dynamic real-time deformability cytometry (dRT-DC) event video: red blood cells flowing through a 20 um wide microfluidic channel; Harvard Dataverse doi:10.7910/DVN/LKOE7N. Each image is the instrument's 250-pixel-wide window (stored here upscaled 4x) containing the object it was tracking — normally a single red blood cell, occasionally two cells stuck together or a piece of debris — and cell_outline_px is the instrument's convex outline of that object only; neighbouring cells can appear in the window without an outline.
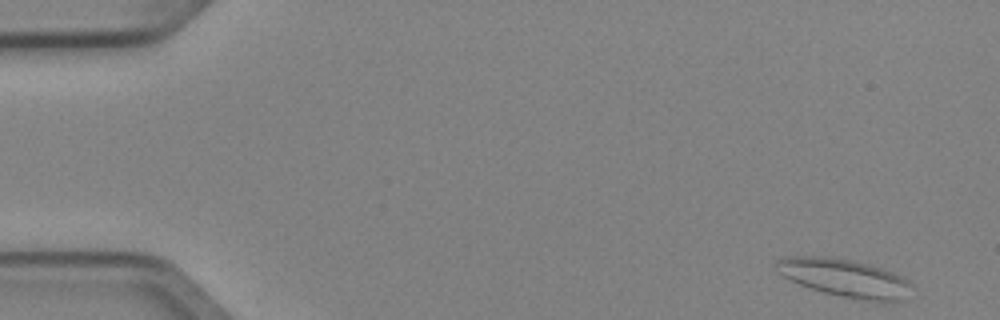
{"species": "Egyptian fruit bat (a non-hibernating species)", "species_latin": "Rousettus aegyptiacus", "temperature_condition": "cold", "stored_images_in_passage": 7, "camera_frame_rate_fps": 3000, "um_per_image_px": 0.085, "animal": {"sex": "female"}, "frame": {"image": 1, "passage_image": 1, "time_ms": 0.0, "image_size_px": [1000, 320], "cell_outline_px": [[912, 284], [904, 300], [892, 304], [880, 304], [840, 296], [824, 292], [800, 284], [776, 272], [772, 268], [772, 264], [776, 260], [784, 256], [832, 256], [868, 264], [892, 272], [908, 280]], "centroid_in_image_um": [71.79, 23.64], "position_along_channel_um": 13.2, "area_um2": 30.63}}
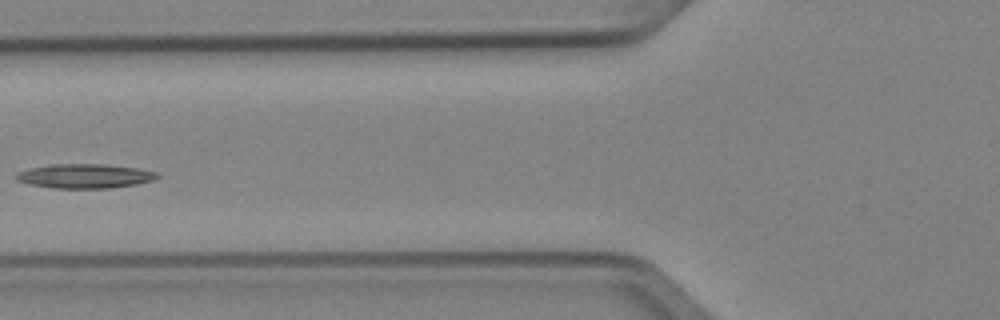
{"frame": {"image": 2, "passage_image": 6, "time_ms": 1.667, "image_size_px": [1000, 320], "cell_outline_px": [[160, 176], [156, 180], [136, 184], [108, 188], [52, 188], [28, 184], [16, 180], [16, 172], [28, 168], [52, 164], [104, 164], [136, 168], [156, 172]], "centroid_in_image_um": [7.18, 14.96], "position_along_channel_um": 118.6, "area_um2": 20.06}}
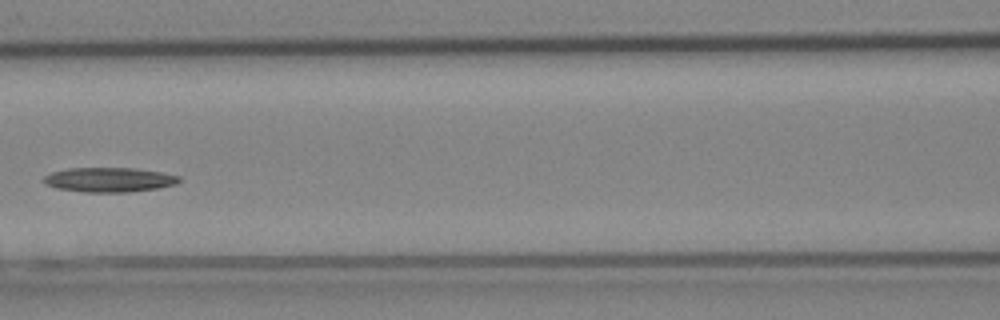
{"frame": {"image": 3, "passage_image": 7, "time_ms": 2.0, "image_size_px": [1000, 320], "cell_outline_px": [[180, 180], [176, 184], [156, 188], [128, 192], [84, 192], [56, 188], [44, 184], [44, 176], [52, 172], [68, 168], [136, 168], [160, 172], [180, 176]], "centroid_in_image_um": [9.26, 15.27], "position_along_channel_um": 157.3, "area_um2": 19.31}}